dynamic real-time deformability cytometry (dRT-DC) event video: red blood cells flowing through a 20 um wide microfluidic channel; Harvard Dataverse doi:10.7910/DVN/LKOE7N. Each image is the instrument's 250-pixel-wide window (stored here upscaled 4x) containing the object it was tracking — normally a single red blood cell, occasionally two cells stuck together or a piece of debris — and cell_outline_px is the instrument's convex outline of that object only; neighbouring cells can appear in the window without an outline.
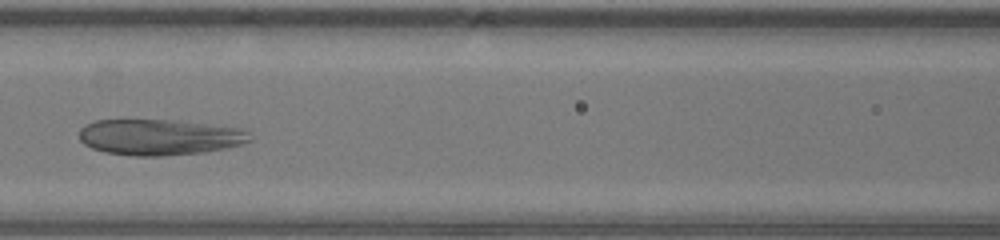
{"species": "human", "species_latin": "Homo sapiens", "temperature_condition": "warm", "stored_images_in_passage": 38, "camera_frame_rate_fps": 3000, "um_per_image_px": 0.085, "donor": {"sex": "male"}, "frame": {"image": 1, "passage_image": 17, "time_ms": 5.333, "image_size_px": [1000, 240], "cell_outline_px": [[252, 140], [244, 144], [204, 152], [160, 156], [132, 156], [104, 152], [92, 148], [84, 144], [80, 140], [80, 128], [84, 124], [96, 120], [176, 120], [240, 128], [248, 132]], "centroid_in_image_um": [13.54, 11.66], "position_along_channel_um": 153.1, "area_um2": 35.84}}
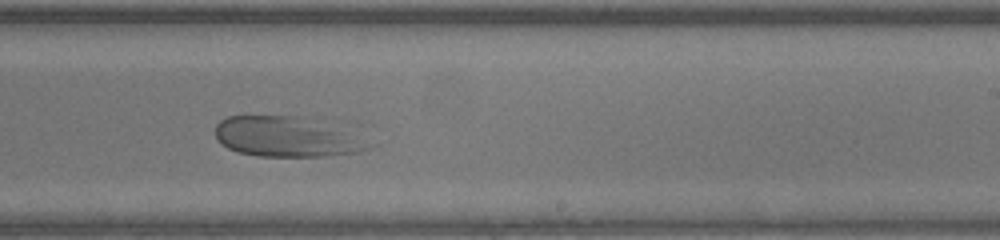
{"frame": {"image": 2, "passage_image": 25, "time_ms": 8.0, "image_size_px": [1000, 240], "cell_outline_px": [[380, 144], [372, 148], [360, 152], [324, 156], [256, 156], [240, 152], [228, 148], [220, 144], [216, 136], [216, 124], [220, 120], [228, 116], [296, 116]], "centroid_in_image_um": [24.32, 11.66], "position_along_channel_um": 264.7, "area_um2": 35.2}}
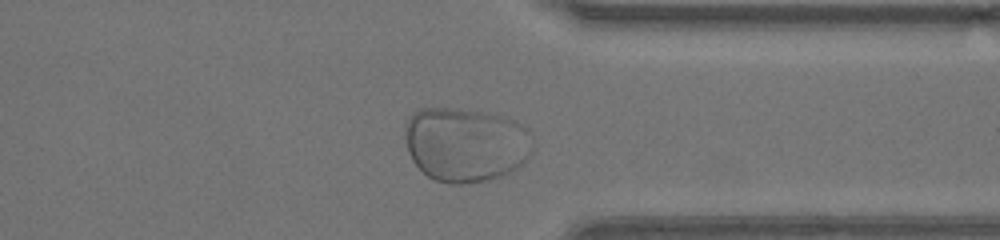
{"frame": {"image": 3, "passage_image": 33, "time_ms": 10.667, "image_size_px": [1000, 240], "cell_outline_px": [[532, 152], [528, 160], [516, 168], [500, 176], [488, 180], [460, 184], [448, 184], [436, 180], [428, 176], [412, 160], [408, 152], [404, 132], [404, 124], [412, 112], [416, 108], [456, 108], [504, 116], [524, 124], [528, 128], [532, 136]], "centroid_in_image_um": [39.58, 12.26], "position_along_channel_um": 371.8, "area_um2": 56.07}}